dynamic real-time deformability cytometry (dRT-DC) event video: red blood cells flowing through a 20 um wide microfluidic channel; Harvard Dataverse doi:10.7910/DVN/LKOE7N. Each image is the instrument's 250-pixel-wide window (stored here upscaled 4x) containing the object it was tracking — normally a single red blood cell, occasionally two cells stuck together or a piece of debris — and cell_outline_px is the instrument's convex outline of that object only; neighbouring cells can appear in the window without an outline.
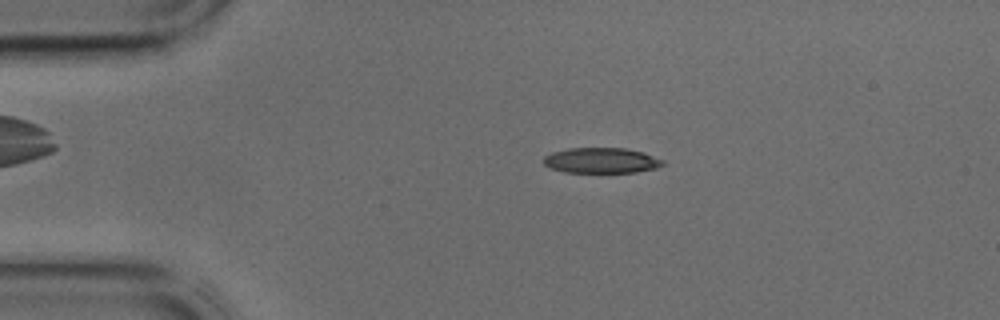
{"species": "common noctule bat (a hibernating species)", "species_latin": "Nyctalus noctula", "temperature_condition": "cold", "stored_images_in_passage": 42, "camera_frame_rate_fps": 3000, "um_per_image_px": 0.085, "animal": {"sex": "male", "body_mass_g": 17.9, "forearm_length_mm": 54.2}, "frame": {"image": 1, "passage_image": 8, "time_ms": 2.333, "image_size_px": [1000, 320], "cell_outline_px": [[664, 164], [656, 168], [636, 172], [564, 172], [548, 168], [544, 164], [544, 156], [552, 152], [568, 148], [624, 148], [644, 152], [664, 160]], "centroid_in_image_um": [51.1, 13.64], "position_along_channel_um": 33.9, "area_um2": 17.74}}
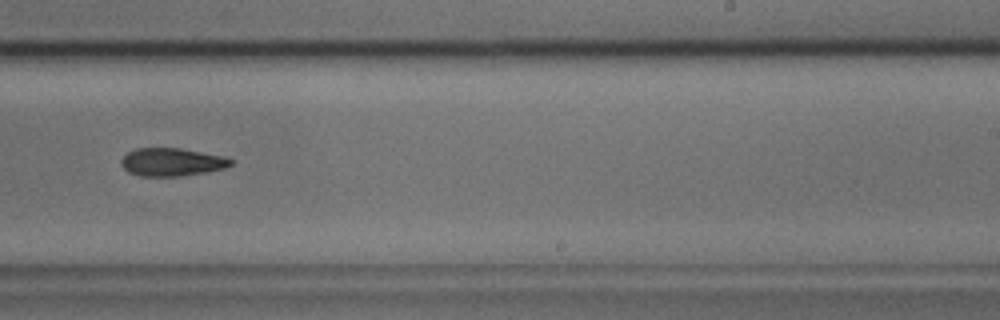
{"frame": {"image": 2, "passage_image": 26, "time_ms": 8.333, "image_size_px": [1000, 320], "cell_outline_px": [[232, 164], [224, 168], [204, 172], [176, 176], [140, 176], [128, 172], [120, 164], [120, 160], [128, 152], [136, 148], [180, 148], [224, 156], [232, 160]], "centroid_in_image_um": [14.56, 13.77], "position_along_channel_um": 274.4, "area_um2": 17.74}}
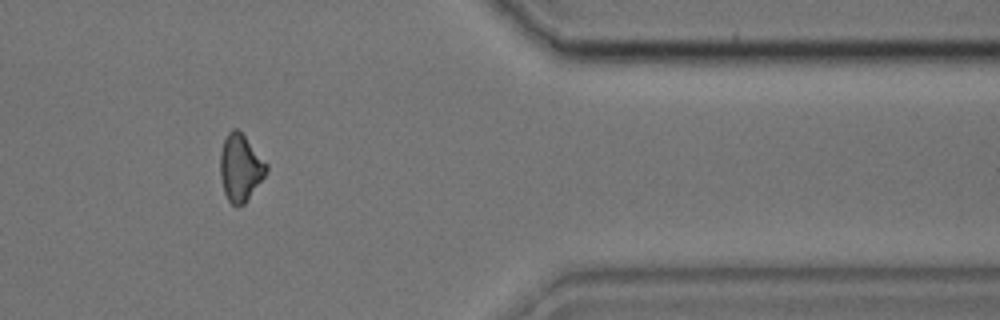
{"frame": {"image": 3, "passage_image": 35, "time_ms": 11.333, "image_size_px": [1000, 320], "cell_outline_px": [[268, 168], [264, 176], [244, 204], [232, 204], [228, 200], [224, 192], [220, 176], [220, 152], [224, 140], [228, 132], [232, 128], [236, 128], [244, 136], [268, 164]], "centroid_in_image_um": [20.41, 14.24], "position_along_channel_um": 391.0, "area_um2": 17.69}}